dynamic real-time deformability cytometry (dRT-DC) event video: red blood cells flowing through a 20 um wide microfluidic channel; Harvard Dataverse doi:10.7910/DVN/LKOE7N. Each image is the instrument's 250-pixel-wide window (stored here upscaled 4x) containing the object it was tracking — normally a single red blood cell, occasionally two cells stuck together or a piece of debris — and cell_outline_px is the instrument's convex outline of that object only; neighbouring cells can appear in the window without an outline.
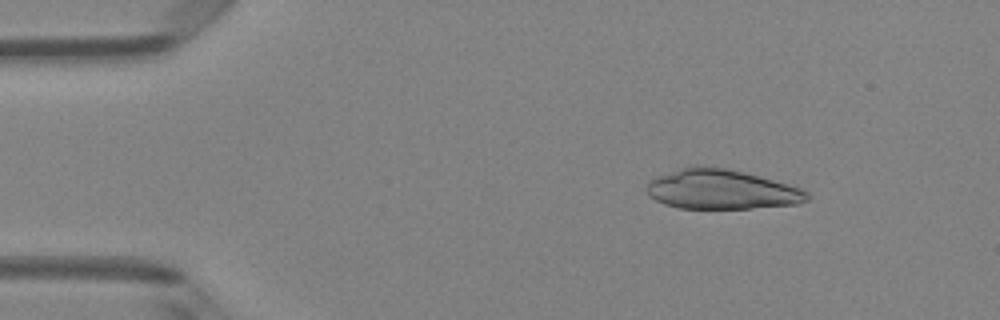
{"species": "Egyptian fruit bat (a non-hibernating species)", "species_latin": "Rousettus aegyptiacus", "temperature_condition": "room temperature", "stored_images_in_passage": 44, "camera_frame_rate_fps": 3000, "um_per_image_px": 0.085, "animal": {"sex": "female"}, "frame": {"image": 1, "passage_image": 3, "time_ms": 0.667, "image_size_px": [1000, 320], "cell_outline_px": [[812, 196], [808, 200], [800, 204], [748, 208], [680, 208], [664, 204], [656, 200], [644, 188], [648, 180], [656, 176], [692, 164], [696, 164], [728, 168], [744, 172], [804, 188]], "centroid_in_image_um": [61.34, 16.08], "position_along_channel_um": 23.7, "area_um2": 37.57}}